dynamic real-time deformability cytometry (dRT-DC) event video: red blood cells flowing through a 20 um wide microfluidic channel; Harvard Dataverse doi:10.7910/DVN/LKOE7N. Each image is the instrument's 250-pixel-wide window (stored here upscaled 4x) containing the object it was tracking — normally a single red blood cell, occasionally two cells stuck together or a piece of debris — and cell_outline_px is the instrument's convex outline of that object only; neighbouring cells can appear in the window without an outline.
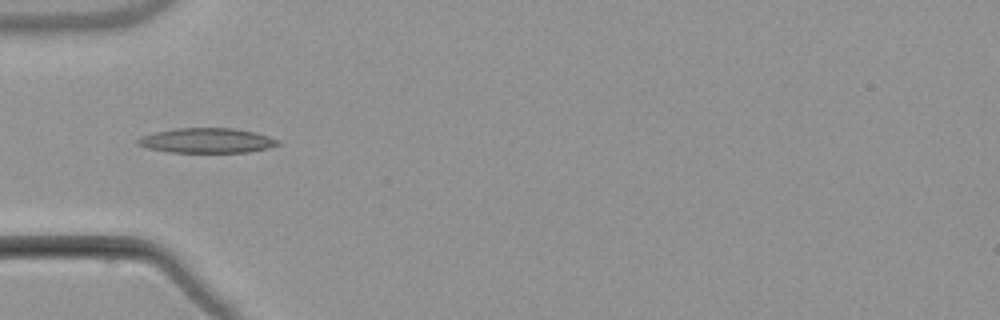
{"species": "common noctule bat (a hibernating species)", "species_latin": "Nyctalus noctula", "temperature_condition": "warm", "stored_images_in_passage": 6, "camera_frame_rate_fps": 3000, "um_per_image_px": 0.085, "animal": {"sex": "male", "body_mass_g": 21.5, "forearm_length_mm": 52.0}, "frame": {"image": 1, "passage_image": 4, "time_ms": 3.667, "image_size_px": [1000, 320], "cell_outline_px": [[280, 144], [268, 148], [248, 152], [168, 152], [148, 148], [136, 144], [136, 140], [140, 136], [156, 132], [176, 128], [236, 128], [256, 132], [280, 140]], "centroid_in_image_um": [17.59, 11.94], "position_along_channel_um": 67.4, "area_um2": 20.4}}
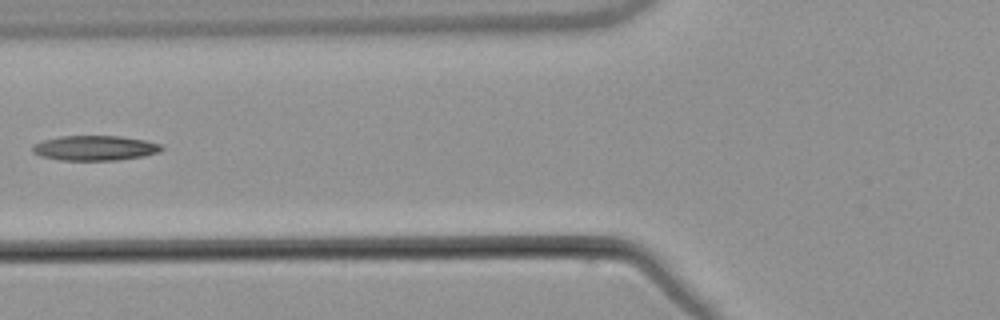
{"frame": {"image": 2, "passage_image": 5, "time_ms": 5.0, "image_size_px": [1000, 320], "cell_outline_px": [[164, 148], [160, 152], [144, 156], [116, 160], [60, 160], [40, 156], [32, 152], [32, 144], [44, 140], [60, 136], [120, 136], [144, 140], [160, 144]], "centroid_in_image_um": [8.05, 12.58], "position_along_channel_um": 117.8, "area_um2": 18.79}}
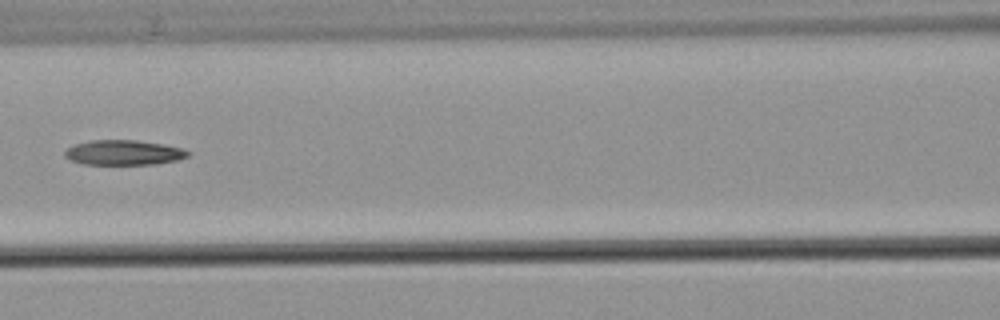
{"frame": {"image": 3, "passage_image": 6, "time_ms": 6.0, "image_size_px": [1000, 320], "cell_outline_px": [[192, 152], [188, 156], [176, 160], [156, 164], [84, 164], [68, 160], [64, 156], [64, 152], [68, 148], [76, 144], [92, 140], [136, 140], [184, 148]], "centroid_in_image_um": [10.51, 12.97], "position_along_channel_um": 156.1, "area_um2": 17.86}}